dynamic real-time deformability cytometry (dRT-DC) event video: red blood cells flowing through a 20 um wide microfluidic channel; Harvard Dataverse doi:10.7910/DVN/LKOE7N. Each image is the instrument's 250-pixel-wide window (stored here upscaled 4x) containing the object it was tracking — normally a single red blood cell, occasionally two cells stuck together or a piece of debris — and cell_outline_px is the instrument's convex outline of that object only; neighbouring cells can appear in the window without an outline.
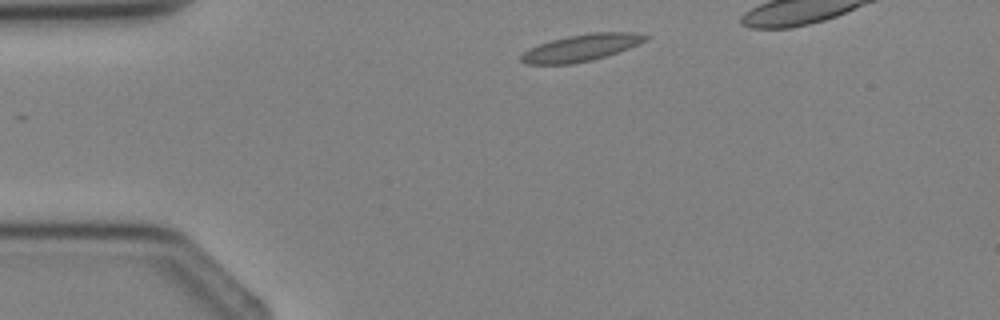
{"species": "Egyptian fruit bat (a non-hibernating species)", "species_latin": "Rousettus aegyptiacus", "temperature_condition": "cold", "stored_images_in_passage": 3, "camera_frame_rate_fps": 3000, "um_per_image_px": 0.085, "animal": {"sex": "female"}, "frame": {"image": 1, "passage_image": 1, "time_ms": 0.0, "image_size_px": [1000, 320], "cell_outline_px": [[652, 36], [648, 40], [628, 48], [592, 60], [568, 64], [528, 64], [520, 60], [520, 56], [528, 48], [552, 40], [568, 36], [592, 32], [632, 32]], "centroid_in_image_um": [49.42, 4.05], "position_along_channel_um": 35.6, "area_um2": 19.25}}